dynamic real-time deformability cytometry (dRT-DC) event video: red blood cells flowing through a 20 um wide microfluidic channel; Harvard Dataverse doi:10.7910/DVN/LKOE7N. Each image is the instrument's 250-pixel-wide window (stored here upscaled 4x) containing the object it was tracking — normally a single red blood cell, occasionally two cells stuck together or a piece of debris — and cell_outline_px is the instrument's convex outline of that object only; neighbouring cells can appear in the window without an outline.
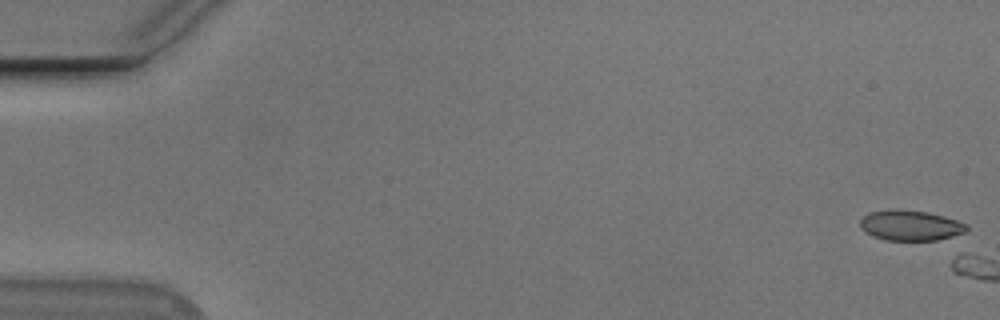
{"species": "Egyptian fruit bat (a non-hibernating species)", "species_latin": "Rousettus aegyptiacus", "temperature_condition": "cold", "stored_images_in_passage": 2, "camera_frame_rate_fps": 3000, "um_per_image_px": 0.085, "animal": {"sex": "male"}, "frame": {"image": 1, "passage_image": 1, "time_ms": 0.0, "image_size_px": [1000, 320], "cell_outline_px": [[968, 232], [960, 236], [936, 240], [884, 240], [872, 236], [860, 228], [860, 220], [864, 216], [872, 212], [896, 208], [928, 212], [944, 216], [968, 224]], "centroid_in_image_um": [77.45, 19.17], "position_along_channel_um": 7.6, "area_um2": 19.19}}